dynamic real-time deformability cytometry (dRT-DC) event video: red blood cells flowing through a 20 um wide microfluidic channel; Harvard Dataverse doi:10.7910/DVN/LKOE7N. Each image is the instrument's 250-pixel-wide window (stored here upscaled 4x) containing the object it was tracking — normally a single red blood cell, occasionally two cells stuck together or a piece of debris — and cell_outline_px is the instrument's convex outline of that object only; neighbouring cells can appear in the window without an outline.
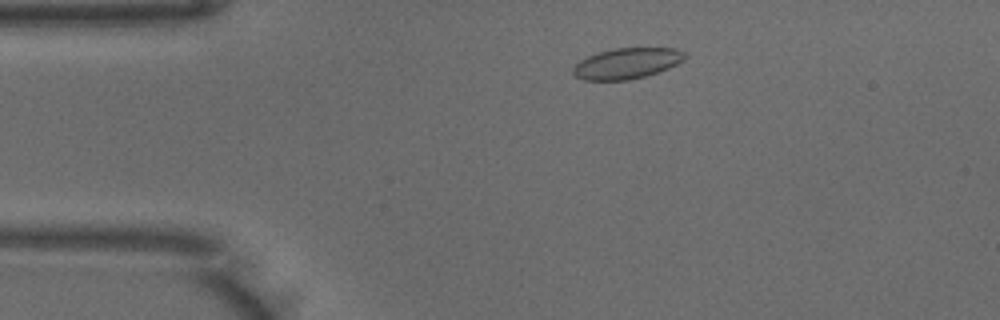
{"species": "common noctule bat (a hibernating species)", "species_latin": "Nyctalus noctula", "temperature_condition": "warm", "stored_images_in_passage": 47, "camera_frame_rate_fps": 3000, "um_per_image_px": 0.085, "animal": {"sex": "male", "body_mass_g": 18.8}, "frame": {"image": 1, "passage_image": 6, "time_ms": 1.667, "image_size_px": [1000, 320], "cell_outline_px": [[684, 60], [668, 68], [644, 76], [628, 80], [584, 80], [576, 76], [572, 72], [572, 68], [580, 60], [588, 56], [612, 48], [676, 48], [684, 52]], "centroid_in_image_um": [53.26, 5.38], "position_along_channel_um": 31.7, "area_um2": 19.83}}
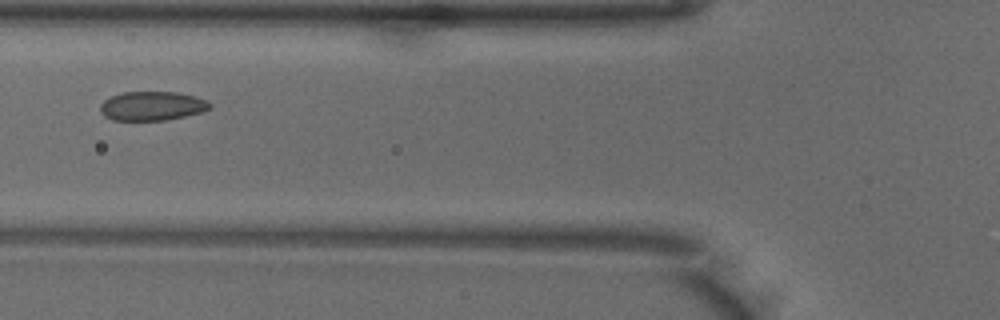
{"frame": {"image": 2, "passage_image": 15, "time_ms": 4.667, "image_size_px": [1000, 320], "cell_outline_px": [[212, 108], [204, 112], [164, 120], [112, 120], [104, 116], [100, 112], [100, 104], [108, 96], [120, 92], [176, 92], [208, 100], [212, 104]], "centroid_in_image_um": [12.91, 9.0], "position_along_channel_um": 112.9, "area_um2": 18.79}}
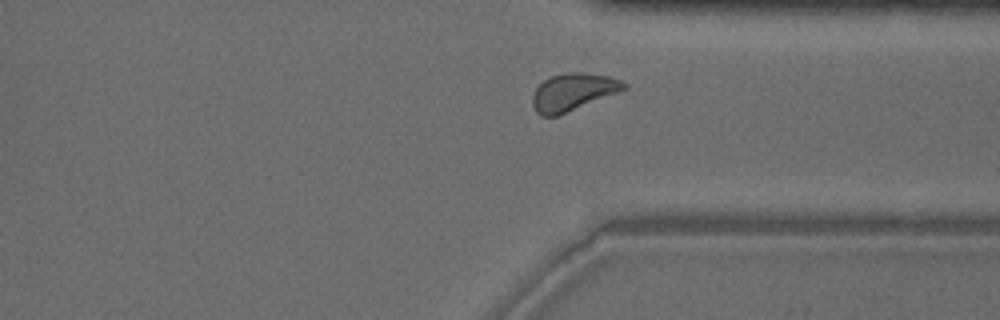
{"frame": {"image": 3, "passage_image": 34, "time_ms": 11.0, "image_size_px": [1000, 320], "cell_outline_px": [[628, 88], [556, 116], [540, 116], [536, 112], [532, 104], [532, 96], [536, 88], [544, 80], [552, 76], [572, 72], [584, 72], [608, 76], [620, 80], [628, 84]], "centroid_in_image_um": [48.69, 7.81], "position_along_channel_um": 362.7, "area_um2": 19.59}, "authors_computed_cell_mechanics": {"area_um2": 19.4208, "velocity_mm_per_s": 3.9485, "shape_relaxation_time_tau1_ms": 3.6361, "shape_relaxation_time_tau2_ms": 4.3164, "deformation_change_tau1": 0.063, "deformation_change_tau2": 0.0804}}